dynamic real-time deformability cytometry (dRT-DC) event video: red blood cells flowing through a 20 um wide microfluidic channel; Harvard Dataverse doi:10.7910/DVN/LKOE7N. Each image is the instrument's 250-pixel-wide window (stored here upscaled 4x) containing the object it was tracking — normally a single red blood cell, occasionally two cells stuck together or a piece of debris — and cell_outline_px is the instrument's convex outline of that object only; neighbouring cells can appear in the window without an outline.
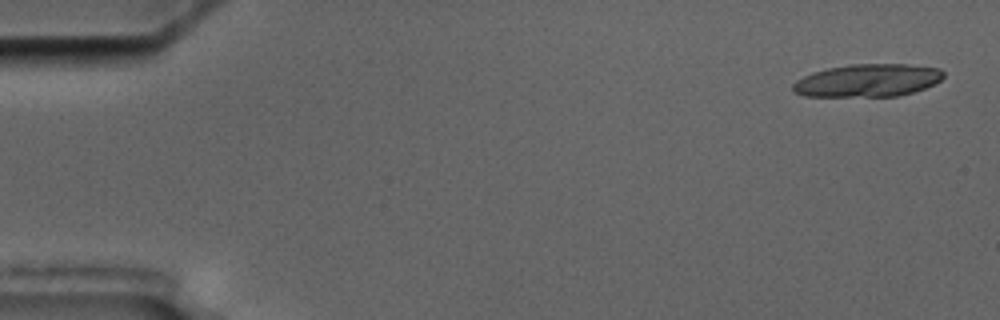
{"species": "common noctule bat (a hibernating species)", "species_latin": "Nyctalus noctula", "temperature_condition": "cold", "stored_images_in_passage": 6, "camera_frame_rate_fps": 3000, "um_per_image_px": 0.085, "animal": {"sex": "male", "body_mass_g": 17.5, "forearm_length_mm": 52.3}, "frame": {"image": 1, "passage_image": 1, "time_ms": 0.0, "image_size_px": [1000, 320], "cell_outline_px": [[944, 76], [940, 80], [924, 88], [900, 96], [804, 96], [792, 92], [792, 84], [796, 80], [812, 72], [828, 68], [848, 64], [904, 64], [940, 68], [944, 72]], "centroid_in_image_um": [73.72, 6.83], "position_along_channel_um": 11.3, "area_um2": 28.78}}